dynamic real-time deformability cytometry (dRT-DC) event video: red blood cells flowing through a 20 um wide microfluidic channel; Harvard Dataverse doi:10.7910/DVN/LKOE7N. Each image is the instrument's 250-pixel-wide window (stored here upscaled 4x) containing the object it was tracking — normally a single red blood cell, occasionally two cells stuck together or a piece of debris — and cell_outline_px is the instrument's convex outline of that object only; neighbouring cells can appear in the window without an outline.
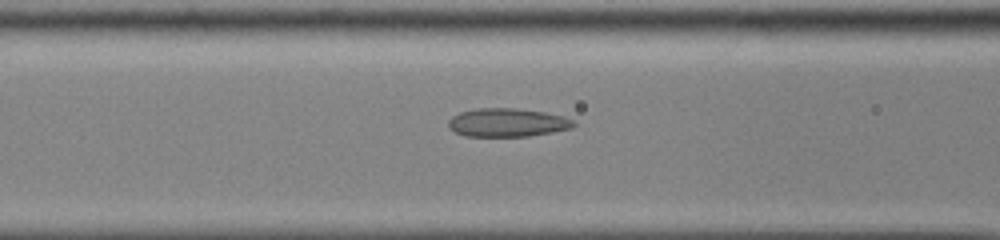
{"species": "common noctule bat (a hibernating species)", "species_latin": "Nyctalus noctula", "temperature_condition": "cold", "stored_images_in_passage": 55, "camera_frame_rate_fps": 3000, "um_per_image_px": 0.085, "animal": {"sex": "male", "body_mass_g": 13.0, "forearm_length_mm": 53.1}, "frame": {"image": 1, "passage_image": 24, "time_ms": 7.667, "image_size_px": [1000, 240], "cell_outline_px": [[576, 124], [572, 128], [552, 132], [528, 136], [464, 136], [456, 132], [448, 124], [448, 120], [452, 116], [460, 112], [476, 108], [516, 108], [544, 112], [560, 116], [572, 120]], "centroid_in_image_um": [43.1, 10.41], "position_along_channel_um": 123.5, "area_um2": 20.58}}
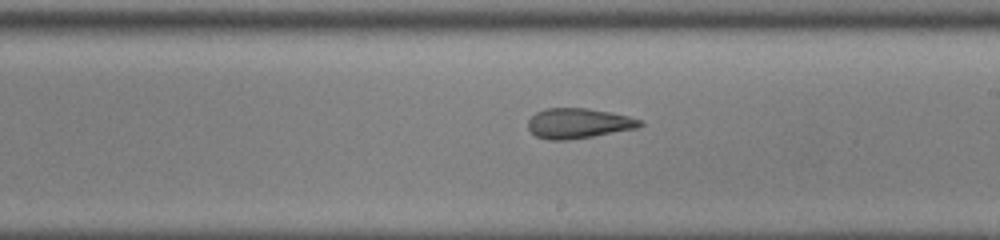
{"frame": {"image": 2, "passage_image": 33, "time_ms": 10.667, "image_size_px": [1000, 240], "cell_outline_px": [[644, 124], [636, 128], [592, 136], [568, 140], [548, 140], [536, 136], [528, 128], [528, 120], [536, 112], [548, 108], [588, 108], [628, 116], [644, 120]], "centroid_in_image_um": [49.16, 10.48], "position_along_channel_um": 239.8, "area_um2": 19.54}}
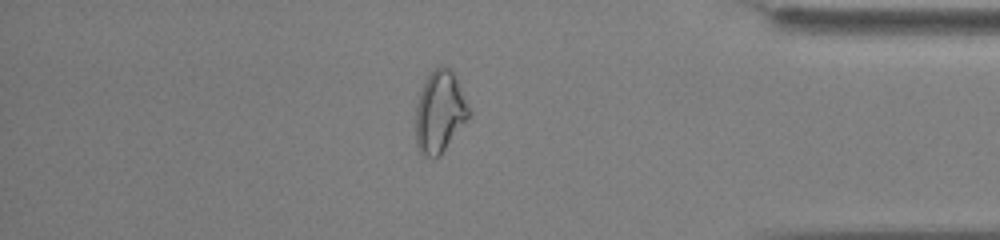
{"frame": {"image": 3, "passage_image": 47, "time_ms": 15.333, "image_size_px": [1000, 240], "cell_outline_px": [[472, 112], [468, 120], [440, 156], [428, 156], [420, 152], [416, 144], [416, 104], [424, 80], [428, 72], [440, 64], [444, 64], [452, 72]], "centroid_in_image_um": [37.38, 9.49], "position_along_channel_um": 397.8, "area_um2": 25.49}}